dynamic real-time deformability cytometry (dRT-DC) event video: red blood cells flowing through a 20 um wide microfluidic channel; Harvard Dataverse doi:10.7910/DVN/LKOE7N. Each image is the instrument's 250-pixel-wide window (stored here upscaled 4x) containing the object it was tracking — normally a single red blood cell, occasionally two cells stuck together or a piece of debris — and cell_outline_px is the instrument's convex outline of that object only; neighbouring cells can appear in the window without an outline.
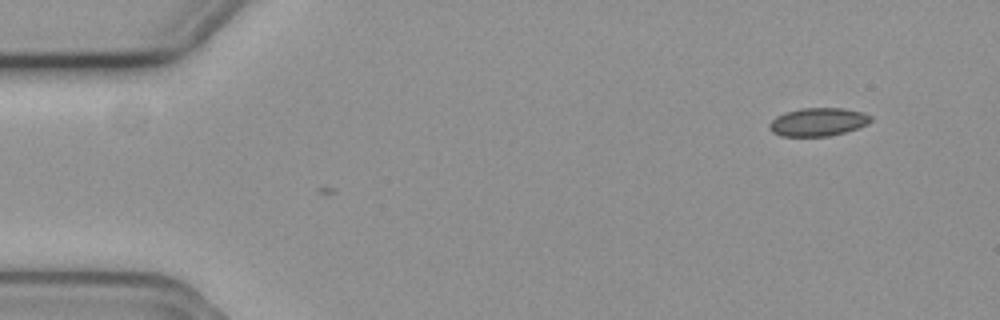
{"species": "common noctule bat (a hibernating species)", "species_latin": "Nyctalus noctula", "temperature_condition": "cold", "stored_images_in_passage": 5, "camera_frame_rate_fps": 3000, "um_per_image_px": 0.085, "animal": {"sex": "female", "body_mass_g": 19.3, "forearm_length_mm": 54.1}, "frame": {"image": 1, "passage_image": 5, "time_ms": 1.333, "image_size_px": [1000, 320], "cell_outline_px": [[872, 120], [868, 124], [844, 132], [828, 136], [780, 136], [772, 132], [768, 124], [776, 116], [784, 112], [800, 108], [840, 108], [860, 112], [872, 116]], "centroid_in_image_um": [69.5, 10.36], "position_along_channel_um": 15.5, "area_um2": 16.59}}